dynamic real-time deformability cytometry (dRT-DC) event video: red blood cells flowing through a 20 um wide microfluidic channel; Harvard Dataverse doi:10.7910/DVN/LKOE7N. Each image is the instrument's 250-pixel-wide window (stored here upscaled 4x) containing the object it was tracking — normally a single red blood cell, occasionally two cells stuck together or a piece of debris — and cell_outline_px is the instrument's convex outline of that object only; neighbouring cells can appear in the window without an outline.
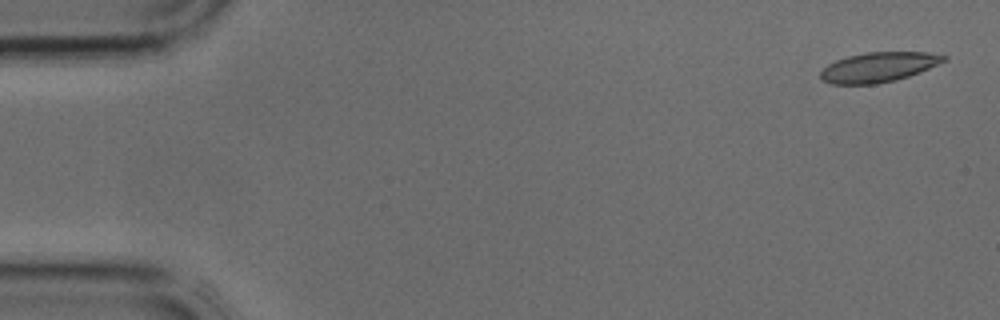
{"species": "common noctule bat (a hibernating species)", "species_latin": "Nyctalus noctula", "temperature_condition": "cold", "stored_images_in_passage": 4, "camera_frame_rate_fps": 3000, "um_per_image_px": 0.085, "animal": {"sex": "male", "body_mass_g": 17.9, "forearm_length_mm": 54.2}, "frame": {"image": 1, "passage_image": 1, "time_ms": 0.0, "image_size_px": [1000, 320], "cell_outline_px": [[948, 60], [920, 72], [896, 80], [876, 84], [832, 84], [824, 80], [820, 76], [820, 72], [828, 64], [836, 60], [848, 56], [868, 52], [928, 52], [948, 56]], "centroid_in_image_um": [74.71, 5.7], "position_along_channel_um": 10.3, "area_um2": 21.39}}
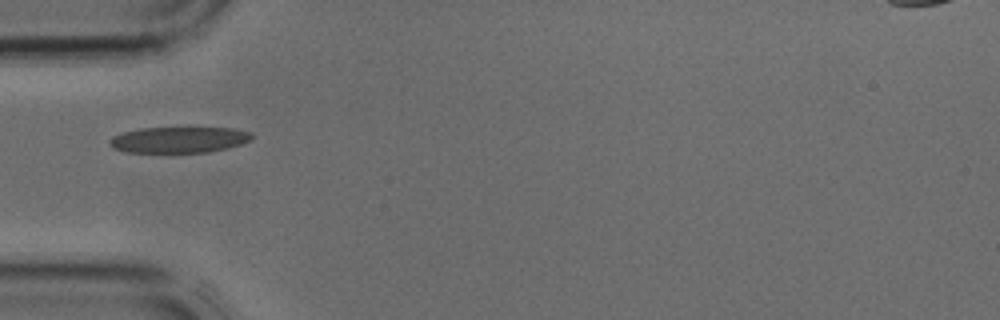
{"frame": {"image": 2, "passage_image": 4, "time_ms": 1.0, "image_size_px": [1000, 320], "cell_outline_px": [[252, 140], [228, 148], [208, 152], [124, 152], [112, 148], [108, 144], [108, 140], [112, 136], [124, 132], [140, 128], [236, 128], [252, 132]], "centroid_in_image_um": [15.2, 11.88], "position_along_channel_um": 69.8, "area_um2": 21.68}}